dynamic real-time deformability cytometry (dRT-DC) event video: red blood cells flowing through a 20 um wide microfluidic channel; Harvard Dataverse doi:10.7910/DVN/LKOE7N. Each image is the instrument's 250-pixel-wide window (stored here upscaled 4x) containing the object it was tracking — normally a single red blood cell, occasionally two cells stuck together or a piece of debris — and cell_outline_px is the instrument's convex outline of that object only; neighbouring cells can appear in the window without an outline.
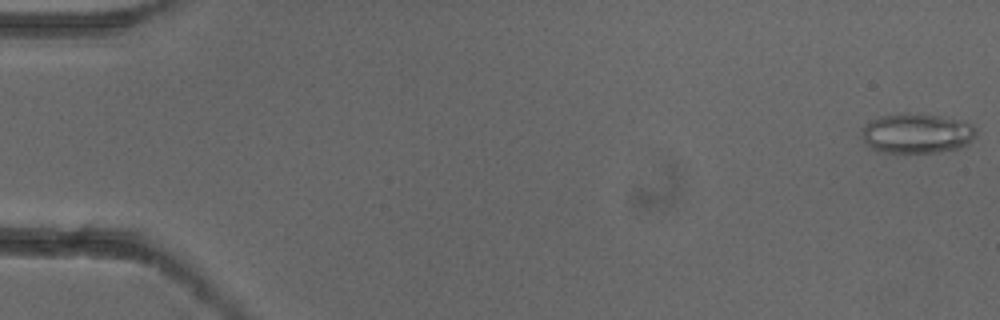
{"species": "common noctule bat (a hibernating species)", "species_latin": "Nyctalus noctula", "temperature_condition": "cold", "stored_images_in_passage": 6, "camera_frame_rate_fps": 3000, "um_per_image_px": 0.085, "animal": {"sex": "female"}, "frame": {"image": 1, "passage_image": 1, "time_ms": 0.0, "image_size_px": [1000, 320], "cell_outline_px": [[976, 136], [968, 144], [960, 148], [936, 152], [876, 152], [864, 140], [864, 124], [880, 116], [904, 112], [940, 116], [964, 120], [972, 124], [976, 128]], "centroid_in_image_um": [77.98, 11.32], "position_along_channel_um": 7.0, "area_um2": 26.65}}